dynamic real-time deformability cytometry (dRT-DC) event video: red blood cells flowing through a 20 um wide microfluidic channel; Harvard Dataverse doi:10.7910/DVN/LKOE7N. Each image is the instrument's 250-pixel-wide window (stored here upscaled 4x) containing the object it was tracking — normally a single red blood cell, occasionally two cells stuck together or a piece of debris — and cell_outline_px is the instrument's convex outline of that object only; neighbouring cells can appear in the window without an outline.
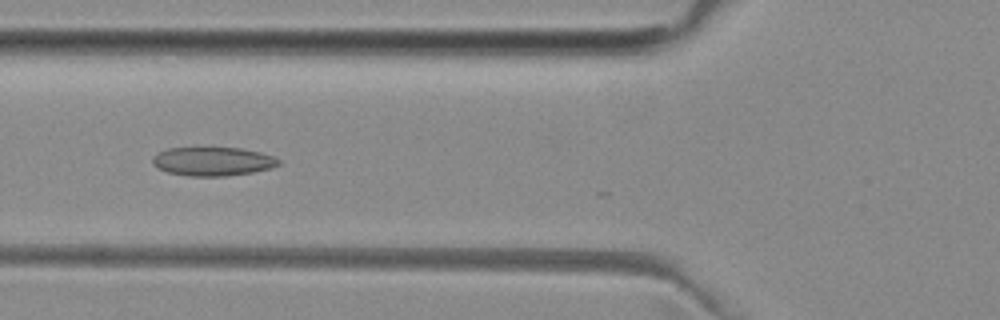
{"species": "common noctule bat (a hibernating species)", "species_latin": "Nyctalus noctula", "temperature_condition": "room temperature", "stored_images_in_passage": 22, "camera_frame_rate_fps": 3000, "um_per_image_px": 0.085, "animal": {"sex": "female", "body_mass_g": 29.2, "forearm_length_mm": 56.3}, "frame": {"image": 1, "passage_image": 18, "time_ms": 5.667, "image_size_px": [1000, 320], "cell_outline_px": [[280, 164], [272, 168], [252, 172], [224, 176], [188, 176], [168, 172], [156, 168], [152, 164], [152, 156], [156, 152], [168, 148], [240, 148], [260, 152], [272, 156], [280, 160]], "centroid_in_image_um": [18.04, 13.72], "position_along_channel_um": 107.8, "area_um2": 21.21}}
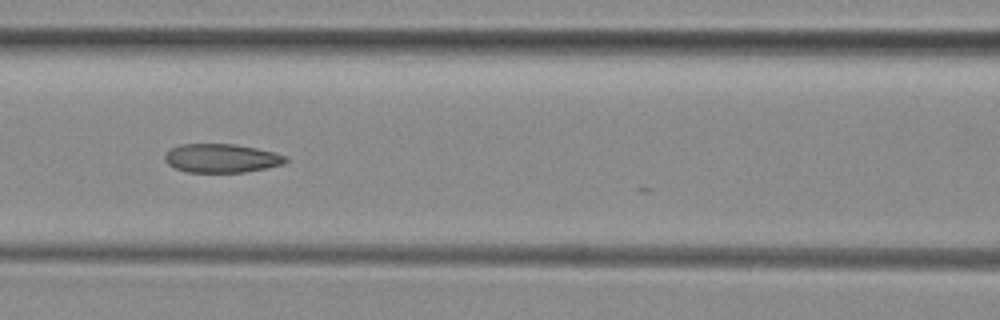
{"frame": {"image": 2, "passage_image": 21, "time_ms": 6.667, "image_size_px": [1000, 320], "cell_outline_px": [[288, 160], [284, 164], [268, 168], [244, 172], [184, 172], [168, 164], [164, 160], [164, 156], [172, 148], [180, 144], [232, 144], [256, 148], [288, 156]], "centroid_in_image_um": [18.84, 13.45], "position_along_channel_um": 147.8, "area_um2": 20.23}}